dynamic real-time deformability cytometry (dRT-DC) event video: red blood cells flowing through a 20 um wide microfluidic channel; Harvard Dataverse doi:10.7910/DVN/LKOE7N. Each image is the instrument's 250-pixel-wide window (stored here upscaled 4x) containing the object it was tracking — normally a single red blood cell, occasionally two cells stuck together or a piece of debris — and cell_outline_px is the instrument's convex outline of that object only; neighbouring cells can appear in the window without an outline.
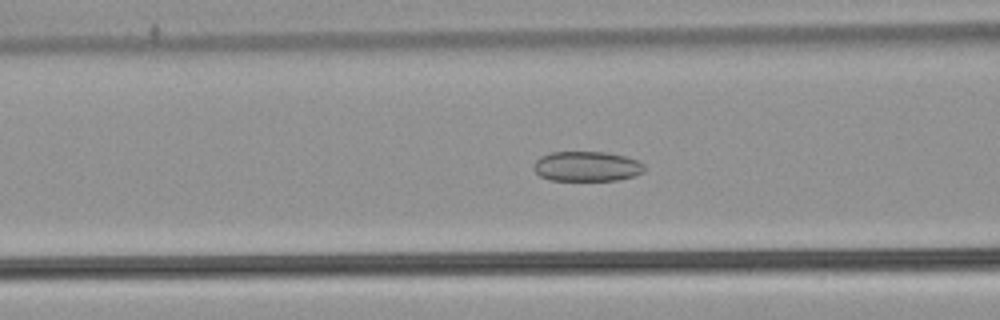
{"species": "common noctule bat (a hibernating species)", "species_latin": "Nyctalus noctula", "temperature_condition": "warm", "stored_images_in_passage": 41, "camera_frame_rate_fps": 3000, "um_per_image_px": 0.085, "animal": {"sex": "male", "body_mass_g": 21.5, "forearm_length_mm": 52.0}, "frame": {"image": 1, "passage_image": 9, "time_ms": 2.667, "image_size_px": [1000, 320], "cell_outline_px": [[644, 172], [632, 176], [616, 180], [552, 180], [540, 176], [532, 168], [536, 160], [540, 156], [552, 152], [608, 152], [624, 156], [636, 160], [644, 164]], "centroid_in_image_um": [49.86, 14.13], "position_along_channel_um": 116.7, "area_um2": 19.25}}
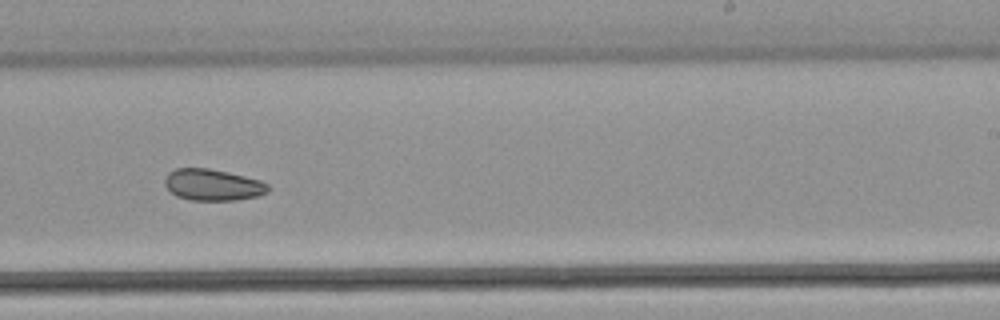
{"frame": {"image": 2, "passage_image": 21, "time_ms": 6.667, "image_size_px": [1000, 320], "cell_outline_px": [[268, 192], [256, 196], [236, 200], [192, 200], [176, 196], [164, 184], [164, 180], [168, 172], [176, 168], [208, 168], [228, 172], [260, 180], [268, 184]], "centroid_in_image_um": [18.07, 15.7], "position_along_channel_um": 270.9, "area_um2": 18.84}}
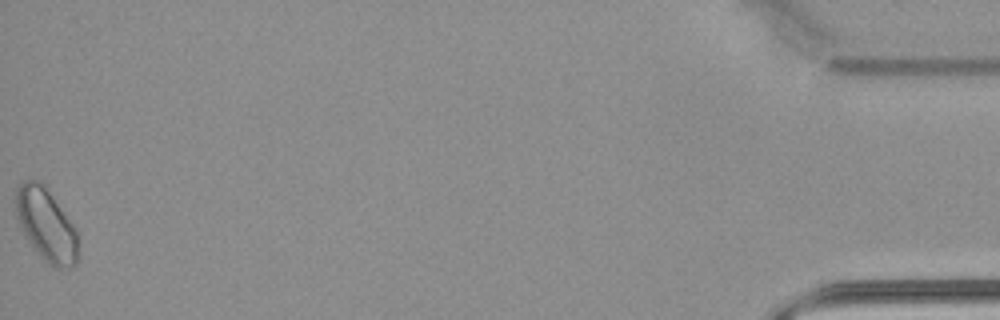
{"frame": {"image": 3, "passage_image": 41, "time_ms": 13.333, "image_size_px": [1000, 320], "cell_outline_px": [[80, 256], [76, 264], [72, 268], [56, 268], [48, 264], [32, 248], [24, 236], [20, 228], [16, 216], [16, 188], [24, 180], [36, 180], [44, 184], [72, 224], [76, 232]], "centroid_in_image_um": [3.92, 19.16], "position_along_channel_um": 431.3, "area_um2": 26.59}}